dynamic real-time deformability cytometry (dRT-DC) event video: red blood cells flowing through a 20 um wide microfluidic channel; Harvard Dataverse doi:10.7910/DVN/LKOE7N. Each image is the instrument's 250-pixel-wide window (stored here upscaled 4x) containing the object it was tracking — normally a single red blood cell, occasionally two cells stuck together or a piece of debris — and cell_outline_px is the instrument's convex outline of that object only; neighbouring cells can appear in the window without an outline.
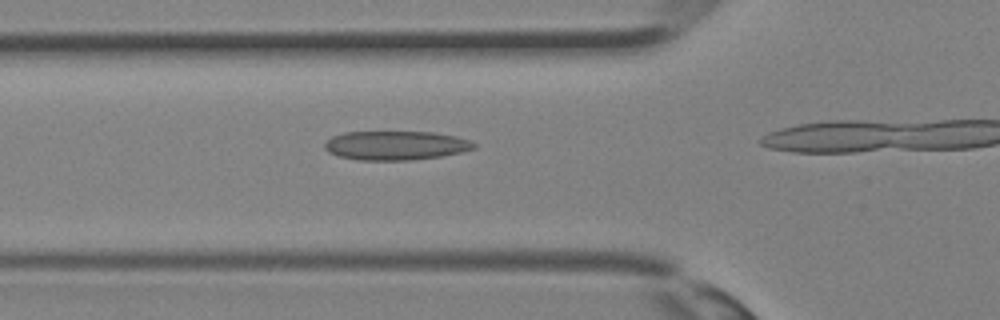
{"species": "Egyptian fruit bat (a non-hibernating species)", "species_latin": "Rousettus aegyptiacus", "temperature_condition": "room temperature", "stored_images_in_passage": 10, "camera_frame_rate_fps": 3000, "um_per_image_px": 0.085, "animal": {"sex": "female"}, "frame": {"image": 1, "passage_image": 7, "time_ms": 2.0, "image_size_px": [1000, 320], "cell_outline_px": [[476, 148], [460, 152], [440, 156], [412, 160], [356, 160], [340, 156], [328, 152], [324, 148], [324, 144], [332, 136], [344, 132], [432, 132], [456, 136], [472, 140], [476, 144]], "centroid_in_image_um": [33.65, 12.36], "position_along_channel_um": 92.2, "area_um2": 25.32}}
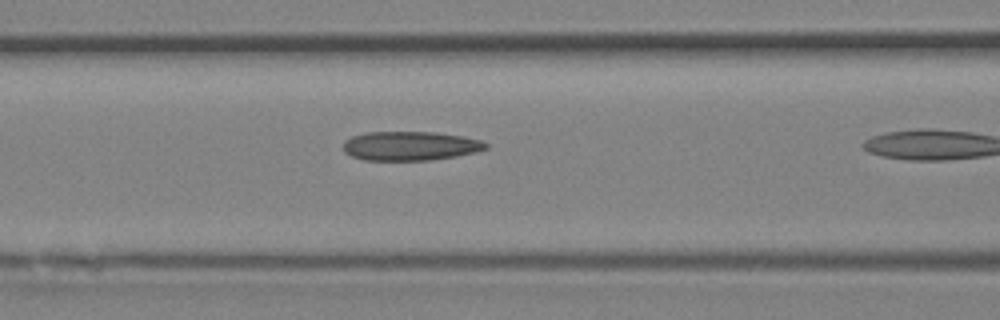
{"frame": {"image": 2, "passage_image": 9, "time_ms": 2.667, "image_size_px": [1000, 320], "cell_outline_px": [[488, 148], [476, 152], [456, 156], [428, 160], [364, 160], [352, 156], [344, 152], [344, 140], [352, 136], [368, 132], [432, 132], [464, 136], [480, 140], [488, 144]], "centroid_in_image_um": [34.87, 12.4], "position_along_channel_um": 131.7, "area_um2": 24.16}}